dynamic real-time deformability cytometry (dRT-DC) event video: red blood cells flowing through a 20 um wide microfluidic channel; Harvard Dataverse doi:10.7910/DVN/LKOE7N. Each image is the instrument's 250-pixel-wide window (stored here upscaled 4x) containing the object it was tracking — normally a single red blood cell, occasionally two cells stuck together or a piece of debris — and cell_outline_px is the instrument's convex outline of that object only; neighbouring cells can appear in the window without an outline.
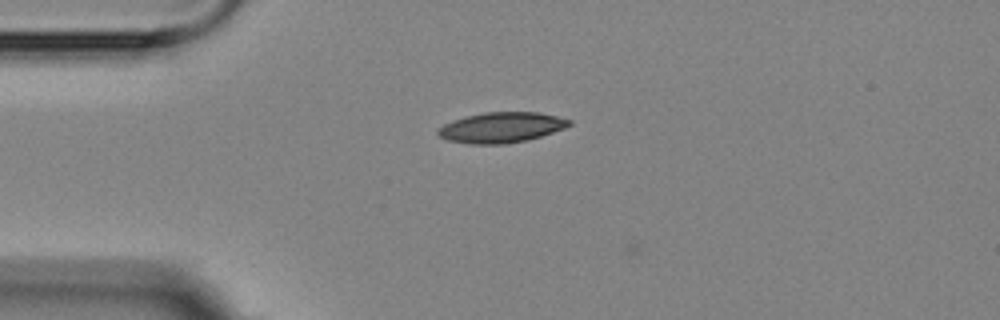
{"species": "Egyptian fruit bat (a non-hibernating species)", "species_latin": "Rousettus aegyptiacus", "temperature_condition": "room temperature", "stored_images_in_passage": 2, "camera_frame_rate_fps": 3000, "um_per_image_px": 0.085, "animal": {"sex": "female"}, "frame": {"image": 1, "passage_image": 1, "time_ms": 0.0, "image_size_px": [1000, 320], "cell_outline_px": [[572, 124], [564, 128], [540, 136], [524, 140], [504, 144], [472, 144], [448, 140], [440, 136], [436, 132], [436, 128], [452, 120], [464, 116], [484, 112], [540, 112], [572, 120]], "centroid_in_image_um": [42.58, 10.82], "position_along_channel_um": 42.4, "area_um2": 23.24}}